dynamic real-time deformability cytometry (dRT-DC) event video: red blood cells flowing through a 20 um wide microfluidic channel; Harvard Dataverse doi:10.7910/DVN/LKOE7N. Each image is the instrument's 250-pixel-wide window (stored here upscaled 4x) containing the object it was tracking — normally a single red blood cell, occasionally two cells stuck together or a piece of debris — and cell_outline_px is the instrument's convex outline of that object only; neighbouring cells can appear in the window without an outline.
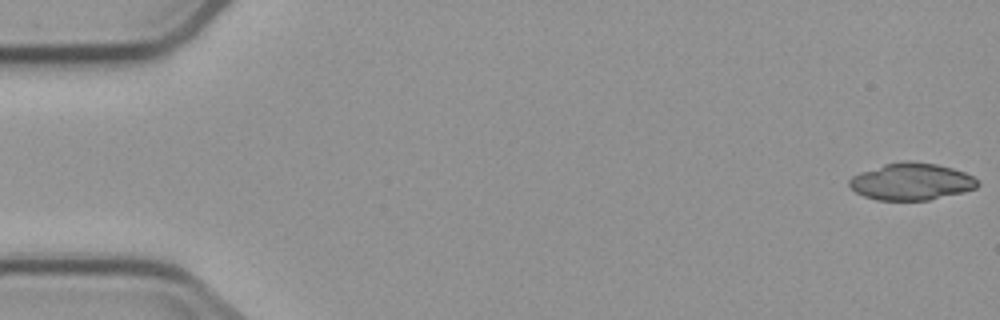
{"species": "common noctule bat (a hibernating species)", "species_latin": "Nyctalus noctula", "temperature_condition": "cold", "stored_images_in_passage": 10, "segment_of_instrument_passage": [1, 2], "camera_frame_rate_fps": 3000, "um_per_image_px": 0.085, "animal": {"sex": "male", "body_mass_g": 23.1, "forearm_length_mm": 52.7}, "frame": {"image": 1, "passage_image": 1, "time_ms": 0.0, "image_size_px": [1000, 320], "cell_outline_px": [[980, 184], [976, 188], [964, 192], [928, 200], [876, 200], [864, 196], [856, 192], [848, 184], [848, 180], [852, 176], [860, 172], [884, 164], [904, 160], [908, 160], [936, 164], [952, 168], [964, 172], [972, 176]], "centroid_in_image_um": [77.45, 15.43], "position_along_channel_um": 7.5, "area_um2": 27.69}}